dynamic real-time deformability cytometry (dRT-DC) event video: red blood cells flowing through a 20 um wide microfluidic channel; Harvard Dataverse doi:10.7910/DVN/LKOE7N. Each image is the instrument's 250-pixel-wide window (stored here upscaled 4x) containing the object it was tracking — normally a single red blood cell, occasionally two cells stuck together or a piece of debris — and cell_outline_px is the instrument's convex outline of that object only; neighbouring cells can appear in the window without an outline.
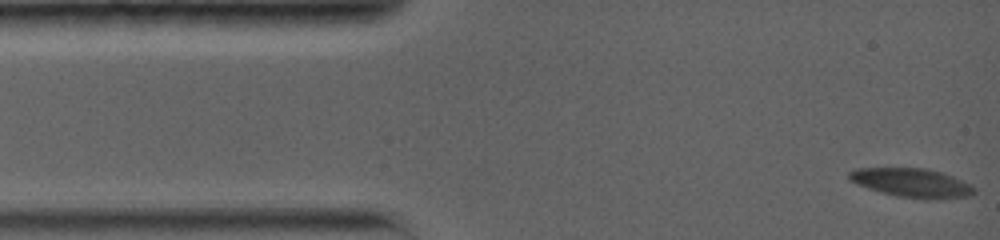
{"species": "common noctule bat (a hibernating species)", "species_latin": "Nyctalus noctula", "temperature_condition": "warm", "stored_images_in_passage": 101, "camera_frame_rate_fps": 5000, "um_per_image_px": 0.085, "animal": {"sex": "female", "body_mass_g": 19.0, "forearm_length_mm": 56.7}, "frame": {"image": 1, "passage_image": 1, "time_ms": 0.0, "image_size_px": [1000, 240], "cell_outline_px": [[976, 192], [968, 196], [940, 200], [924, 200], [896, 196], [868, 188], [848, 180], [848, 172], [856, 168], [928, 168], [952, 176], [976, 188]], "centroid_in_image_um": [77.51, 15.55], "position_along_channel_um": 7.5, "area_um2": 21.27}}
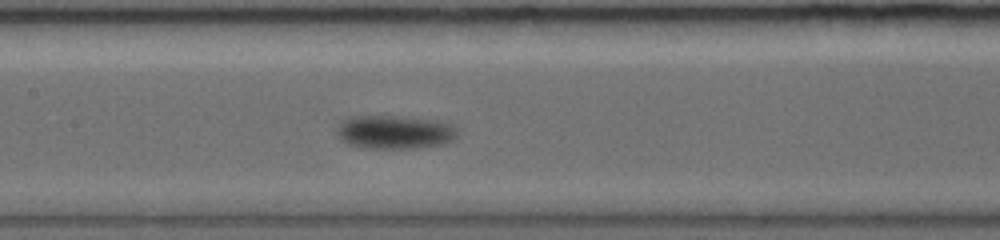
{"frame": {"image": 2, "passage_image": 45, "time_ms": 7.0, "image_size_px": [1000, 240], "cell_outline_px": [[456, 136], [452, 140], [440, 144], [416, 148], [364, 148], [348, 144], [340, 140], [336, 132], [336, 128], [348, 116], [396, 116], [440, 120], [456, 128]], "centroid_in_image_um": [33.49, 11.22], "position_along_channel_um": 173.9, "area_um2": 23.58}}
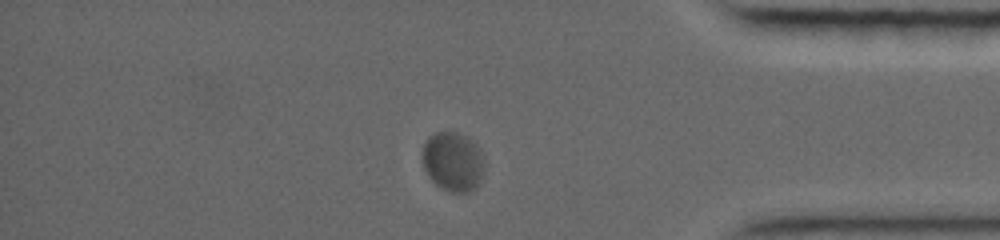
{"frame": {"image": 3, "passage_image": 86, "time_ms": 14.0, "image_size_px": [1000, 240], "cell_outline_px": [[484, 168], [480, 180], [476, 188], [468, 192], [448, 192], [436, 184], [428, 176], [424, 168], [424, 144], [428, 136], [436, 132], [456, 132], [468, 136], [476, 144], [484, 156]], "centroid_in_image_um": [38.53, 13.73], "position_along_channel_um": 396.7, "area_um2": 21.5}, "authors_computed_cell_mechanics": {"area_um2": 21.9062, "velocity_mm_per_s": 3.488, "shape_relaxation_time_tau1_ms": 2.8082, "shape_relaxation_time_tau2_ms": null, "deformation_change_tau1": 0.1041, "deformation_change_tau2": null}}